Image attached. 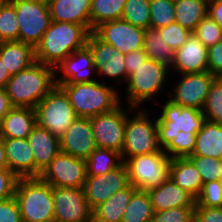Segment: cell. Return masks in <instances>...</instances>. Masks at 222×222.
I'll return each instance as SVG.
<instances>
[{"mask_svg": "<svg viewBox=\"0 0 222 222\" xmlns=\"http://www.w3.org/2000/svg\"><path fill=\"white\" fill-rule=\"evenodd\" d=\"M90 31L81 24L51 21L35 47V60L56 68L74 51L87 45Z\"/></svg>", "mask_w": 222, "mask_h": 222, "instance_id": "1", "label": "cell"}, {"mask_svg": "<svg viewBox=\"0 0 222 222\" xmlns=\"http://www.w3.org/2000/svg\"><path fill=\"white\" fill-rule=\"evenodd\" d=\"M55 86V68L36 61L11 76L4 89L14 107L35 109Z\"/></svg>", "mask_w": 222, "mask_h": 222, "instance_id": "2", "label": "cell"}, {"mask_svg": "<svg viewBox=\"0 0 222 222\" xmlns=\"http://www.w3.org/2000/svg\"><path fill=\"white\" fill-rule=\"evenodd\" d=\"M106 81L89 83L56 84L67 95L77 117L91 118L113 111L121 104L116 87L106 85Z\"/></svg>", "mask_w": 222, "mask_h": 222, "instance_id": "3", "label": "cell"}, {"mask_svg": "<svg viewBox=\"0 0 222 222\" xmlns=\"http://www.w3.org/2000/svg\"><path fill=\"white\" fill-rule=\"evenodd\" d=\"M14 197L23 222H54L52 186L40 177L19 178Z\"/></svg>", "mask_w": 222, "mask_h": 222, "instance_id": "4", "label": "cell"}, {"mask_svg": "<svg viewBox=\"0 0 222 222\" xmlns=\"http://www.w3.org/2000/svg\"><path fill=\"white\" fill-rule=\"evenodd\" d=\"M133 111L135 115L132 114L130 117L128 114L125 122V136L121 152L123 161L129 157L163 150L158 141L157 117L151 119L152 117L147 114L148 111L141 108L139 110L138 107H135Z\"/></svg>", "mask_w": 222, "mask_h": 222, "instance_id": "5", "label": "cell"}, {"mask_svg": "<svg viewBox=\"0 0 222 222\" xmlns=\"http://www.w3.org/2000/svg\"><path fill=\"white\" fill-rule=\"evenodd\" d=\"M159 117L157 116L158 141L161 149H165L180 131L197 134L206 117L202 110L187 108L167 100L162 104Z\"/></svg>", "mask_w": 222, "mask_h": 222, "instance_id": "6", "label": "cell"}, {"mask_svg": "<svg viewBox=\"0 0 222 222\" xmlns=\"http://www.w3.org/2000/svg\"><path fill=\"white\" fill-rule=\"evenodd\" d=\"M169 70L164 64L148 58L127 79V106L140 108L146 101L156 98L164 90Z\"/></svg>", "mask_w": 222, "mask_h": 222, "instance_id": "7", "label": "cell"}, {"mask_svg": "<svg viewBox=\"0 0 222 222\" xmlns=\"http://www.w3.org/2000/svg\"><path fill=\"white\" fill-rule=\"evenodd\" d=\"M171 162L172 158L164 150L124 160L129 183L142 191H148L165 182L169 178Z\"/></svg>", "mask_w": 222, "mask_h": 222, "instance_id": "8", "label": "cell"}, {"mask_svg": "<svg viewBox=\"0 0 222 222\" xmlns=\"http://www.w3.org/2000/svg\"><path fill=\"white\" fill-rule=\"evenodd\" d=\"M35 111L37 124L59 138L77 118L67 95L57 85L37 104Z\"/></svg>", "mask_w": 222, "mask_h": 222, "instance_id": "9", "label": "cell"}, {"mask_svg": "<svg viewBox=\"0 0 222 222\" xmlns=\"http://www.w3.org/2000/svg\"><path fill=\"white\" fill-rule=\"evenodd\" d=\"M15 7L19 23L18 41L34 48L51 24L47 0H9Z\"/></svg>", "mask_w": 222, "mask_h": 222, "instance_id": "10", "label": "cell"}, {"mask_svg": "<svg viewBox=\"0 0 222 222\" xmlns=\"http://www.w3.org/2000/svg\"><path fill=\"white\" fill-rule=\"evenodd\" d=\"M135 107L128 106L127 109L121 104L113 111L98 114L90 118L94 139L97 148H106L122 152L125 122L127 115L133 112Z\"/></svg>", "mask_w": 222, "mask_h": 222, "instance_id": "11", "label": "cell"}, {"mask_svg": "<svg viewBox=\"0 0 222 222\" xmlns=\"http://www.w3.org/2000/svg\"><path fill=\"white\" fill-rule=\"evenodd\" d=\"M39 177L52 187L83 188L87 179L86 160L60 151Z\"/></svg>", "mask_w": 222, "mask_h": 222, "instance_id": "12", "label": "cell"}, {"mask_svg": "<svg viewBox=\"0 0 222 222\" xmlns=\"http://www.w3.org/2000/svg\"><path fill=\"white\" fill-rule=\"evenodd\" d=\"M54 222H88L93 209L87 202L83 188L52 187Z\"/></svg>", "mask_w": 222, "mask_h": 222, "instance_id": "13", "label": "cell"}, {"mask_svg": "<svg viewBox=\"0 0 222 222\" xmlns=\"http://www.w3.org/2000/svg\"><path fill=\"white\" fill-rule=\"evenodd\" d=\"M179 76L181 78L172 90L174 93L168 91L167 95L171 94L168 100L182 107L202 110L210 86L216 77L209 71L187 73Z\"/></svg>", "mask_w": 222, "mask_h": 222, "instance_id": "14", "label": "cell"}, {"mask_svg": "<svg viewBox=\"0 0 222 222\" xmlns=\"http://www.w3.org/2000/svg\"><path fill=\"white\" fill-rule=\"evenodd\" d=\"M145 31L121 18L98 25L93 33L125 55L143 49Z\"/></svg>", "mask_w": 222, "mask_h": 222, "instance_id": "15", "label": "cell"}, {"mask_svg": "<svg viewBox=\"0 0 222 222\" xmlns=\"http://www.w3.org/2000/svg\"><path fill=\"white\" fill-rule=\"evenodd\" d=\"M93 56V65L97 75L111 78L120 84L126 81L125 55L119 52L113 45L100 40L93 32L87 41Z\"/></svg>", "mask_w": 222, "mask_h": 222, "instance_id": "16", "label": "cell"}, {"mask_svg": "<svg viewBox=\"0 0 222 222\" xmlns=\"http://www.w3.org/2000/svg\"><path fill=\"white\" fill-rule=\"evenodd\" d=\"M127 168L123 163L120 167L99 176H87L83 192L89 206L94 209L108 200L115 192L129 185Z\"/></svg>", "mask_w": 222, "mask_h": 222, "instance_id": "17", "label": "cell"}, {"mask_svg": "<svg viewBox=\"0 0 222 222\" xmlns=\"http://www.w3.org/2000/svg\"><path fill=\"white\" fill-rule=\"evenodd\" d=\"M58 70L61 72L58 74ZM93 56L87 45L74 51L55 68V84H76L97 81ZM58 74V75H57ZM91 76V77H90Z\"/></svg>", "mask_w": 222, "mask_h": 222, "instance_id": "18", "label": "cell"}, {"mask_svg": "<svg viewBox=\"0 0 222 222\" xmlns=\"http://www.w3.org/2000/svg\"><path fill=\"white\" fill-rule=\"evenodd\" d=\"M97 148L90 118L77 117L60 137V151L87 160Z\"/></svg>", "mask_w": 222, "mask_h": 222, "instance_id": "19", "label": "cell"}, {"mask_svg": "<svg viewBox=\"0 0 222 222\" xmlns=\"http://www.w3.org/2000/svg\"><path fill=\"white\" fill-rule=\"evenodd\" d=\"M171 69L178 75L208 71V48L192 33L175 51Z\"/></svg>", "mask_w": 222, "mask_h": 222, "instance_id": "20", "label": "cell"}, {"mask_svg": "<svg viewBox=\"0 0 222 222\" xmlns=\"http://www.w3.org/2000/svg\"><path fill=\"white\" fill-rule=\"evenodd\" d=\"M27 140L35 158V177H39L60 152V138L36 124Z\"/></svg>", "mask_w": 222, "mask_h": 222, "instance_id": "21", "label": "cell"}, {"mask_svg": "<svg viewBox=\"0 0 222 222\" xmlns=\"http://www.w3.org/2000/svg\"><path fill=\"white\" fill-rule=\"evenodd\" d=\"M10 169L18 178L35 177V158L27 138H4Z\"/></svg>", "mask_w": 222, "mask_h": 222, "instance_id": "22", "label": "cell"}, {"mask_svg": "<svg viewBox=\"0 0 222 222\" xmlns=\"http://www.w3.org/2000/svg\"><path fill=\"white\" fill-rule=\"evenodd\" d=\"M154 212L178 207H195L196 199L168 178L160 186L147 191Z\"/></svg>", "mask_w": 222, "mask_h": 222, "instance_id": "23", "label": "cell"}, {"mask_svg": "<svg viewBox=\"0 0 222 222\" xmlns=\"http://www.w3.org/2000/svg\"><path fill=\"white\" fill-rule=\"evenodd\" d=\"M51 20L84 25L91 32V0H47Z\"/></svg>", "mask_w": 222, "mask_h": 222, "instance_id": "24", "label": "cell"}, {"mask_svg": "<svg viewBox=\"0 0 222 222\" xmlns=\"http://www.w3.org/2000/svg\"><path fill=\"white\" fill-rule=\"evenodd\" d=\"M37 124L36 111L29 107H13L0 126L3 138H28Z\"/></svg>", "mask_w": 222, "mask_h": 222, "instance_id": "25", "label": "cell"}, {"mask_svg": "<svg viewBox=\"0 0 222 222\" xmlns=\"http://www.w3.org/2000/svg\"><path fill=\"white\" fill-rule=\"evenodd\" d=\"M0 60L10 76L30 67L35 60V48L20 41L0 43Z\"/></svg>", "mask_w": 222, "mask_h": 222, "instance_id": "26", "label": "cell"}, {"mask_svg": "<svg viewBox=\"0 0 222 222\" xmlns=\"http://www.w3.org/2000/svg\"><path fill=\"white\" fill-rule=\"evenodd\" d=\"M169 178L195 199L199 196L203 180L194 163L188 158H172Z\"/></svg>", "mask_w": 222, "mask_h": 222, "instance_id": "27", "label": "cell"}, {"mask_svg": "<svg viewBox=\"0 0 222 222\" xmlns=\"http://www.w3.org/2000/svg\"><path fill=\"white\" fill-rule=\"evenodd\" d=\"M129 184L93 209V222H121L126 206L137 191Z\"/></svg>", "mask_w": 222, "mask_h": 222, "instance_id": "28", "label": "cell"}, {"mask_svg": "<svg viewBox=\"0 0 222 222\" xmlns=\"http://www.w3.org/2000/svg\"><path fill=\"white\" fill-rule=\"evenodd\" d=\"M192 155L209 156L222 160V125L205 121L196 134V144Z\"/></svg>", "mask_w": 222, "mask_h": 222, "instance_id": "29", "label": "cell"}, {"mask_svg": "<svg viewBox=\"0 0 222 222\" xmlns=\"http://www.w3.org/2000/svg\"><path fill=\"white\" fill-rule=\"evenodd\" d=\"M177 23L193 32L207 15L208 3L205 0H174Z\"/></svg>", "mask_w": 222, "mask_h": 222, "instance_id": "30", "label": "cell"}, {"mask_svg": "<svg viewBox=\"0 0 222 222\" xmlns=\"http://www.w3.org/2000/svg\"><path fill=\"white\" fill-rule=\"evenodd\" d=\"M143 51L148 58L164 64L171 69L176 50L166 44L158 29H146L144 34Z\"/></svg>", "mask_w": 222, "mask_h": 222, "instance_id": "31", "label": "cell"}, {"mask_svg": "<svg viewBox=\"0 0 222 222\" xmlns=\"http://www.w3.org/2000/svg\"><path fill=\"white\" fill-rule=\"evenodd\" d=\"M123 163L121 153L106 148H96L86 160L87 176L103 175Z\"/></svg>", "mask_w": 222, "mask_h": 222, "instance_id": "32", "label": "cell"}, {"mask_svg": "<svg viewBox=\"0 0 222 222\" xmlns=\"http://www.w3.org/2000/svg\"><path fill=\"white\" fill-rule=\"evenodd\" d=\"M126 0H91V32L100 24L122 18Z\"/></svg>", "mask_w": 222, "mask_h": 222, "instance_id": "33", "label": "cell"}, {"mask_svg": "<svg viewBox=\"0 0 222 222\" xmlns=\"http://www.w3.org/2000/svg\"><path fill=\"white\" fill-rule=\"evenodd\" d=\"M153 215L149 193L137 190L126 206L121 222H151Z\"/></svg>", "mask_w": 222, "mask_h": 222, "instance_id": "34", "label": "cell"}, {"mask_svg": "<svg viewBox=\"0 0 222 222\" xmlns=\"http://www.w3.org/2000/svg\"><path fill=\"white\" fill-rule=\"evenodd\" d=\"M150 0H126L122 19L144 30L150 28Z\"/></svg>", "mask_w": 222, "mask_h": 222, "instance_id": "35", "label": "cell"}, {"mask_svg": "<svg viewBox=\"0 0 222 222\" xmlns=\"http://www.w3.org/2000/svg\"><path fill=\"white\" fill-rule=\"evenodd\" d=\"M202 112L207 121L222 125V77L212 82Z\"/></svg>", "mask_w": 222, "mask_h": 222, "instance_id": "36", "label": "cell"}, {"mask_svg": "<svg viewBox=\"0 0 222 222\" xmlns=\"http://www.w3.org/2000/svg\"><path fill=\"white\" fill-rule=\"evenodd\" d=\"M150 28L159 29L176 21L174 0H150Z\"/></svg>", "mask_w": 222, "mask_h": 222, "instance_id": "37", "label": "cell"}, {"mask_svg": "<svg viewBox=\"0 0 222 222\" xmlns=\"http://www.w3.org/2000/svg\"><path fill=\"white\" fill-rule=\"evenodd\" d=\"M18 26L15 7L8 0L0 11V43L18 41Z\"/></svg>", "mask_w": 222, "mask_h": 222, "instance_id": "38", "label": "cell"}, {"mask_svg": "<svg viewBox=\"0 0 222 222\" xmlns=\"http://www.w3.org/2000/svg\"><path fill=\"white\" fill-rule=\"evenodd\" d=\"M199 171L203 184L220 180L222 160L209 156L191 155L188 157Z\"/></svg>", "mask_w": 222, "mask_h": 222, "instance_id": "39", "label": "cell"}, {"mask_svg": "<svg viewBox=\"0 0 222 222\" xmlns=\"http://www.w3.org/2000/svg\"><path fill=\"white\" fill-rule=\"evenodd\" d=\"M196 144V134L184 133L179 134L164 149V152L170 158H186L192 155Z\"/></svg>", "mask_w": 222, "mask_h": 222, "instance_id": "40", "label": "cell"}, {"mask_svg": "<svg viewBox=\"0 0 222 222\" xmlns=\"http://www.w3.org/2000/svg\"><path fill=\"white\" fill-rule=\"evenodd\" d=\"M207 48L222 39V28L206 15L192 32Z\"/></svg>", "mask_w": 222, "mask_h": 222, "instance_id": "41", "label": "cell"}, {"mask_svg": "<svg viewBox=\"0 0 222 222\" xmlns=\"http://www.w3.org/2000/svg\"><path fill=\"white\" fill-rule=\"evenodd\" d=\"M195 206L222 207V183L217 180L203 184Z\"/></svg>", "mask_w": 222, "mask_h": 222, "instance_id": "42", "label": "cell"}, {"mask_svg": "<svg viewBox=\"0 0 222 222\" xmlns=\"http://www.w3.org/2000/svg\"><path fill=\"white\" fill-rule=\"evenodd\" d=\"M166 44L174 50L179 49L189 38L192 32L179 23L174 22L158 29Z\"/></svg>", "mask_w": 222, "mask_h": 222, "instance_id": "43", "label": "cell"}, {"mask_svg": "<svg viewBox=\"0 0 222 222\" xmlns=\"http://www.w3.org/2000/svg\"><path fill=\"white\" fill-rule=\"evenodd\" d=\"M195 207H178L154 212L151 222H194Z\"/></svg>", "mask_w": 222, "mask_h": 222, "instance_id": "44", "label": "cell"}, {"mask_svg": "<svg viewBox=\"0 0 222 222\" xmlns=\"http://www.w3.org/2000/svg\"><path fill=\"white\" fill-rule=\"evenodd\" d=\"M0 222H23L15 197L0 201Z\"/></svg>", "mask_w": 222, "mask_h": 222, "instance_id": "45", "label": "cell"}, {"mask_svg": "<svg viewBox=\"0 0 222 222\" xmlns=\"http://www.w3.org/2000/svg\"><path fill=\"white\" fill-rule=\"evenodd\" d=\"M18 179L10 169H0V201L14 197Z\"/></svg>", "mask_w": 222, "mask_h": 222, "instance_id": "46", "label": "cell"}, {"mask_svg": "<svg viewBox=\"0 0 222 222\" xmlns=\"http://www.w3.org/2000/svg\"><path fill=\"white\" fill-rule=\"evenodd\" d=\"M208 71L222 77V39L208 48Z\"/></svg>", "mask_w": 222, "mask_h": 222, "instance_id": "47", "label": "cell"}, {"mask_svg": "<svg viewBox=\"0 0 222 222\" xmlns=\"http://www.w3.org/2000/svg\"><path fill=\"white\" fill-rule=\"evenodd\" d=\"M194 222H222V207L195 206Z\"/></svg>", "mask_w": 222, "mask_h": 222, "instance_id": "48", "label": "cell"}, {"mask_svg": "<svg viewBox=\"0 0 222 222\" xmlns=\"http://www.w3.org/2000/svg\"><path fill=\"white\" fill-rule=\"evenodd\" d=\"M148 59V56L143 51V49L131 51L130 53L125 54V68H126V82L128 77L135 73L137 68L145 63Z\"/></svg>", "mask_w": 222, "mask_h": 222, "instance_id": "49", "label": "cell"}, {"mask_svg": "<svg viewBox=\"0 0 222 222\" xmlns=\"http://www.w3.org/2000/svg\"><path fill=\"white\" fill-rule=\"evenodd\" d=\"M209 15L222 28V0H213L208 3Z\"/></svg>", "mask_w": 222, "mask_h": 222, "instance_id": "50", "label": "cell"}, {"mask_svg": "<svg viewBox=\"0 0 222 222\" xmlns=\"http://www.w3.org/2000/svg\"><path fill=\"white\" fill-rule=\"evenodd\" d=\"M10 98L4 88H0V126L6 114L13 108Z\"/></svg>", "mask_w": 222, "mask_h": 222, "instance_id": "51", "label": "cell"}, {"mask_svg": "<svg viewBox=\"0 0 222 222\" xmlns=\"http://www.w3.org/2000/svg\"><path fill=\"white\" fill-rule=\"evenodd\" d=\"M0 169H8V163L5 154L4 138L0 135Z\"/></svg>", "mask_w": 222, "mask_h": 222, "instance_id": "52", "label": "cell"}, {"mask_svg": "<svg viewBox=\"0 0 222 222\" xmlns=\"http://www.w3.org/2000/svg\"><path fill=\"white\" fill-rule=\"evenodd\" d=\"M11 78L8 71L5 69V66L0 60V88H4L7 81Z\"/></svg>", "mask_w": 222, "mask_h": 222, "instance_id": "53", "label": "cell"}, {"mask_svg": "<svg viewBox=\"0 0 222 222\" xmlns=\"http://www.w3.org/2000/svg\"><path fill=\"white\" fill-rule=\"evenodd\" d=\"M8 0H0V11L2 9V7L4 6V4L7 2Z\"/></svg>", "mask_w": 222, "mask_h": 222, "instance_id": "54", "label": "cell"}, {"mask_svg": "<svg viewBox=\"0 0 222 222\" xmlns=\"http://www.w3.org/2000/svg\"><path fill=\"white\" fill-rule=\"evenodd\" d=\"M220 173H221V175H220V180L219 181L222 183V169H221Z\"/></svg>", "mask_w": 222, "mask_h": 222, "instance_id": "55", "label": "cell"}]
</instances>
